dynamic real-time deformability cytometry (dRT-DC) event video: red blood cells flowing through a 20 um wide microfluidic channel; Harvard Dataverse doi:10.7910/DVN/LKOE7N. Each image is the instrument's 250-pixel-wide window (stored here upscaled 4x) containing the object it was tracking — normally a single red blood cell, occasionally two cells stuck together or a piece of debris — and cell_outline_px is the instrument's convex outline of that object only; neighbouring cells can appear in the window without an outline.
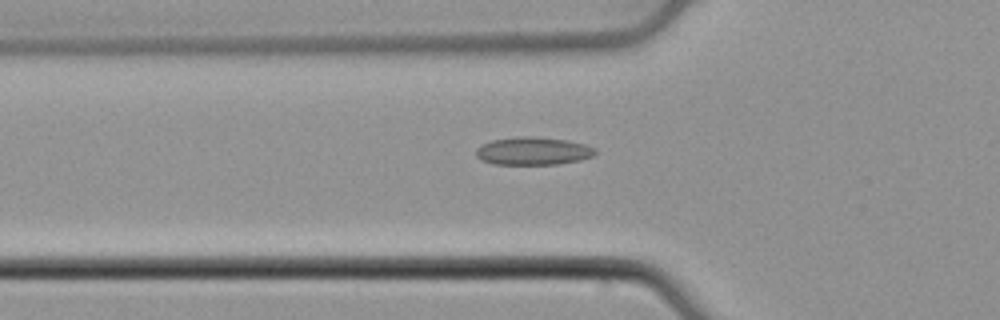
{"species": "common noctule bat (a hibernating species)", "species_latin": "Nyctalus noctula", "temperature_condition": "cold", "stored_images_in_passage": 54, "camera_frame_rate_fps": 3000, "um_per_image_px": 0.085, "animal": {"sex": "male", "body_mass_g": 21.5, "forearm_length_mm": 52.0}, "frame": {"image": 1, "passage_image": 19, "time_ms": 6.0, "image_size_px": [1000, 320], "cell_outline_px": [[596, 152], [592, 156], [580, 160], [556, 164], [492, 164], [480, 160], [476, 156], [476, 148], [480, 144], [492, 140], [520, 136], [532, 136], [568, 140], [584, 144], [596, 148]], "centroid_in_image_um": [45.28, 12.83], "position_along_channel_um": 80.5, "area_um2": 19.48}}
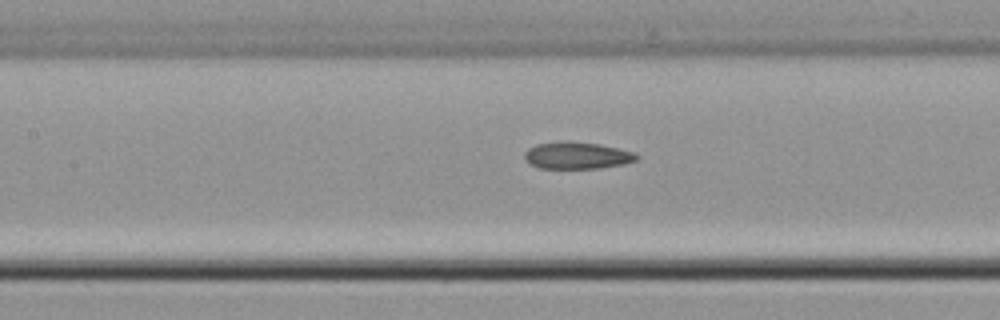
{"frame": {"image": 2, "passage_image": 25, "time_ms": 8.0, "image_size_px": [1000, 320], "cell_outline_px": [[640, 156], [636, 160], [624, 164], [600, 168], [540, 168], [524, 160], [524, 152], [528, 148], [536, 144], [564, 140], [568, 140], [600, 144], [636, 152]], "centroid_in_image_um": [49.05, 13.2], "position_along_channel_um": 158.3, "area_um2": 17.86}}
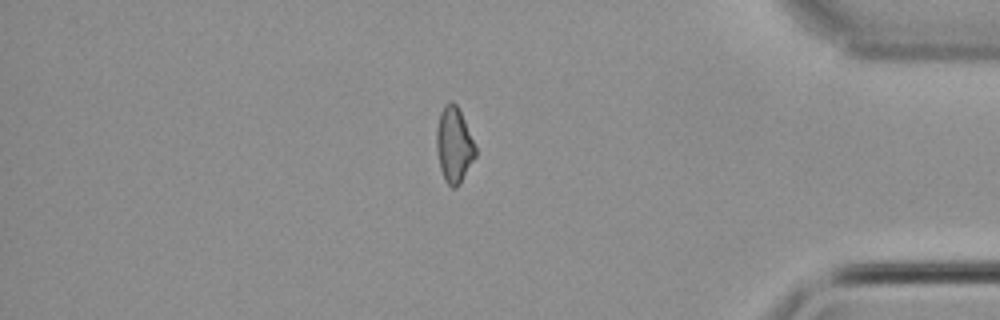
{"frame": {"image": 3, "passage_image": 46, "time_ms": 15.0, "image_size_px": [1000, 320], "cell_outline_px": [[476, 156], [460, 184], [456, 188], [452, 188], [444, 180], [440, 168], [436, 148], [436, 128], [440, 112], [444, 104], [448, 100], [452, 100], [456, 104], [464, 120], [476, 148]], "centroid_in_image_um": [38.57, 12.32], "position_along_channel_um": 396.6, "area_um2": 17.22}}